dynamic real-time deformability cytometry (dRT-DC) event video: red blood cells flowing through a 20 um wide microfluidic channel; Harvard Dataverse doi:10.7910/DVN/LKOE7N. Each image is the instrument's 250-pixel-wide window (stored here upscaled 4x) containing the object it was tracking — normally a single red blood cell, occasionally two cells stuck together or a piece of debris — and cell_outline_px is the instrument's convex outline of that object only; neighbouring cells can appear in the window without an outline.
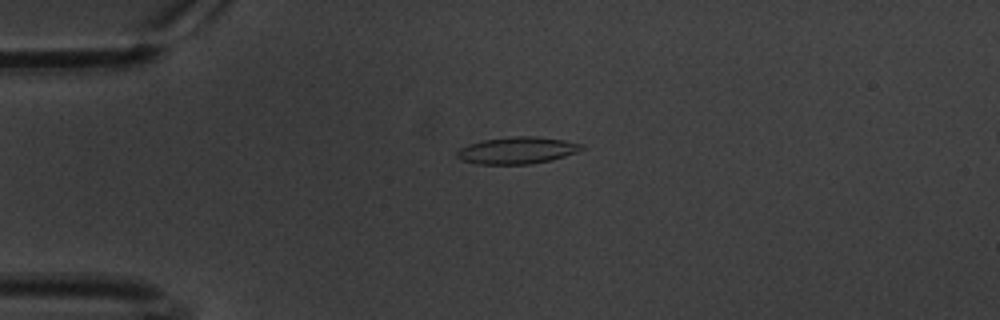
{"species": "common noctule bat (a hibernating species)", "species_latin": "Nyctalus noctula", "temperature_condition": "warm", "stored_images_in_passage": 54, "camera_frame_rate_fps": 3000, "um_per_image_px": 0.085, "animal": {"sex": "male", "body_mass_g": 20.1, "forearm_length_mm": 53.5}, "frame": {"image": 1, "passage_image": 9, "time_ms": 2.667, "image_size_px": [1000, 320], "cell_outline_px": [[584, 148], [576, 152], [552, 160], [532, 164], [476, 164], [460, 160], [456, 156], [456, 152], [460, 148], [468, 144], [484, 140], [516, 136], [536, 136], [564, 140], [584, 144]], "centroid_in_image_um": [43.95, 12.79], "position_along_channel_um": 41.1, "area_um2": 19.59}}
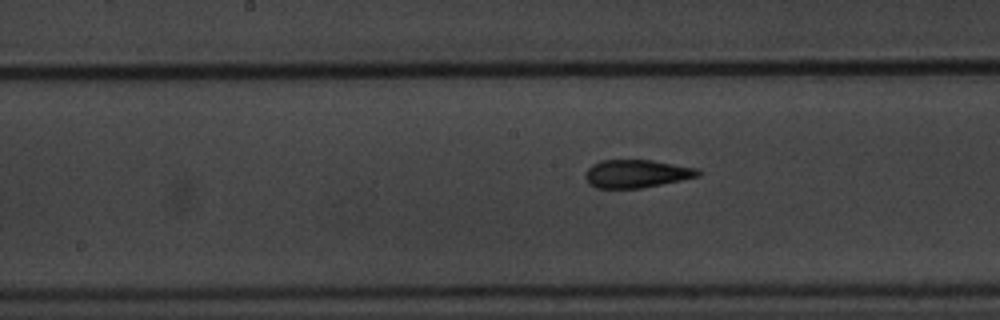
{"frame": {"image": 2, "passage_image": 25, "time_ms": 8.0, "image_size_px": [1000, 320], "cell_outline_px": [[700, 176], [640, 188], [596, 188], [588, 184], [584, 176], [584, 172], [592, 164], [600, 160], [652, 160], [700, 168]], "centroid_in_image_um": [54.08, 14.75], "position_along_channel_um": 194.1, "area_um2": 18.55}}
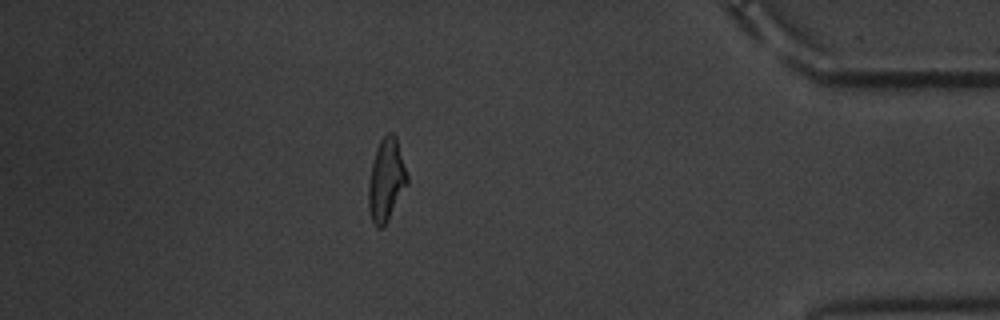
{"frame": {"image": 3, "passage_image": 47, "time_ms": 15.333, "image_size_px": [1000, 320], "cell_outline_px": [[408, 184], [388, 220], [380, 228], [372, 220], [368, 208], [368, 184], [372, 164], [376, 148], [380, 140], [388, 132], [392, 132], [396, 136], [408, 176]], "centroid_in_image_um": [32.84, 15.27], "position_along_channel_um": 402.4, "area_um2": 18.5}, "authors_computed_cell_mechanics": {"area_um2": 18.4671, "velocity_mm_per_s": 3.3761, "shape_relaxation_time_tau1_ms": 6.6531, "shape_relaxation_time_tau2_ms": 1.9364, "deformation_change_tau1": 0.1937, "deformation_change_tau2": 0.1035}}